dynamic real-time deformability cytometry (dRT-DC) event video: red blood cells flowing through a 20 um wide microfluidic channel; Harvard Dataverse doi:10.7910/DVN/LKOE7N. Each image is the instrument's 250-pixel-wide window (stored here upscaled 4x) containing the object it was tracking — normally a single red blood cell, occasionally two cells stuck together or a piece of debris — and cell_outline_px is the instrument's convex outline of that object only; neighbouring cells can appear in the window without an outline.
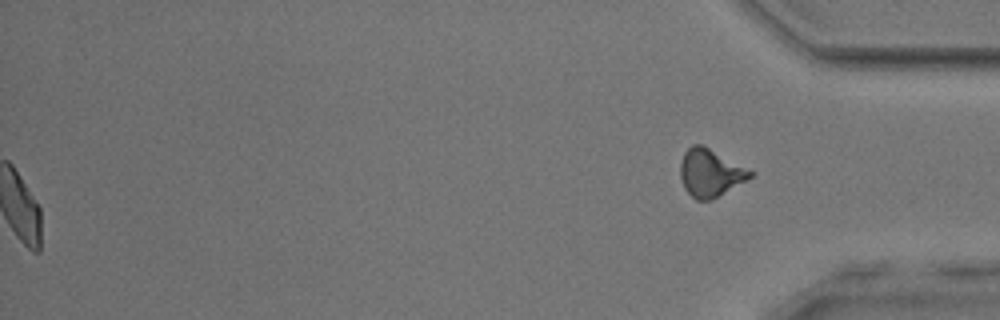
{"species": "common noctule bat (a hibernating species)", "species_latin": "Nyctalus noctula", "temperature_condition": "room temperature", "stored_images_in_passage": 52, "segment_of_instrument_passage": [2, 2], "camera_frame_rate_fps": 3000, "um_per_image_px": 0.085, "animal": {"sex": "male", "body_mass_g": 17.9, "forearm_length_mm": 54.2}, "frame": {"image": 1, "passage_image": 52, "time_ms": 17.0, "image_size_px": [1000, 320], "cell_outline_px": [[756, 172], [752, 176], [712, 200], [696, 200], [684, 188], [680, 176], [680, 164], [684, 152], [692, 144], [704, 144]], "centroid_in_image_um": [60.37, 14.66], "position_along_channel_um": 374.8, "area_um2": 19.59}}